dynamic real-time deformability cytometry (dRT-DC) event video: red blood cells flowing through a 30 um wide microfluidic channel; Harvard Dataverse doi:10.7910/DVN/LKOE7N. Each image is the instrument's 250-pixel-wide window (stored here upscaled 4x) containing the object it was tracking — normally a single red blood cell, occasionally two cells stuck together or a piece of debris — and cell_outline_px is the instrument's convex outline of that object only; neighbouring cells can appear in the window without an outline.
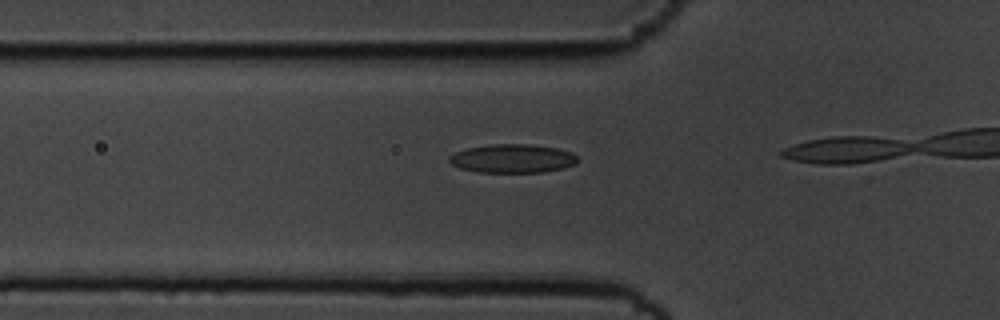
{"species": "common noctule bat (a hibernating species)", "species_latin": "Nyctalus noctula", "temperature_condition": "cold", "stored_images_in_passage": 16, "camera_frame_rate_fps": 3000, "um_per_image_px": 0.085, "animal": {"sex": "male", "body_mass_g": 19.5, "forearm_length_mm": 54.6}, "frame": {"image": 1, "passage_image": 14, "time_ms": 4.333, "image_size_px": [1000, 320], "cell_outline_px": [[576, 164], [564, 168], [544, 172], [476, 172], [460, 168], [452, 164], [448, 160], [448, 156], [456, 152], [468, 148], [492, 144], [528, 144], [556, 148], [572, 152], [576, 156]], "centroid_in_image_um": [43.56, 13.48], "position_along_channel_um": 82.2, "area_um2": 21.39}}